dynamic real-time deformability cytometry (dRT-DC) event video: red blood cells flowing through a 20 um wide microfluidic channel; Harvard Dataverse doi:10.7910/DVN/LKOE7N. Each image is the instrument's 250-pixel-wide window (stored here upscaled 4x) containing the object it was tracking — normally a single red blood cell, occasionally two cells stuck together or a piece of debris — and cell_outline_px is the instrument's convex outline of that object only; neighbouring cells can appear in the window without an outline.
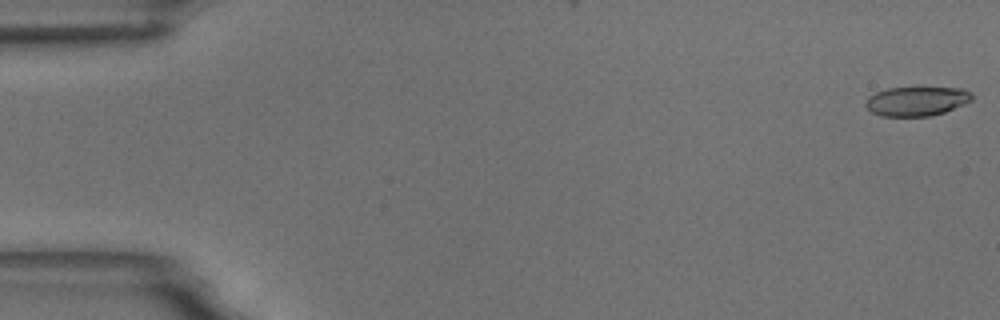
{"species": "common noctule bat (a hibernating species)", "species_latin": "Nyctalus noctula", "temperature_condition": "room temperature", "stored_images_in_passage": 56, "camera_frame_rate_fps": 3000, "um_per_image_px": 0.085, "animal": {"sex": "male", "body_mass_g": 18.8}, "frame": {"image": 1, "passage_image": 1, "time_ms": 0.0, "image_size_px": [1000, 320], "cell_outline_px": [[972, 100], [964, 104], [944, 112], [932, 116], [880, 116], [872, 112], [864, 104], [868, 96], [876, 92], [888, 88], [964, 88], [972, 92]], "centroid_in_image_um": [77.91, 8.6], "position_along_channel_um": 7.1, "area_um2": 18.15}}
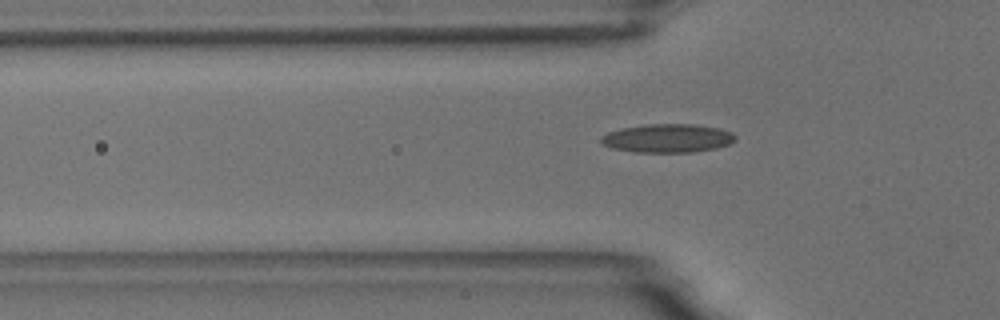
{"frame": {"image": 2, "passage_image": 18, "time_ms": 5.667, "image_size_px": [1000, 320], "cell_outline_px": [[736, 140], [728, 144], [716, 148], [692, 152], [636, 152], [612, 148], [604, 144], [600, 140], [600, 136], [608, 132], [624, 128], [648, 124], [696, 124], [720, 128], [732, 132], [736, 136]], "centroid_in_image_um": [56.78, 11.74], "position_along_channel_um": 69.0, "area_um2": 22.31}}
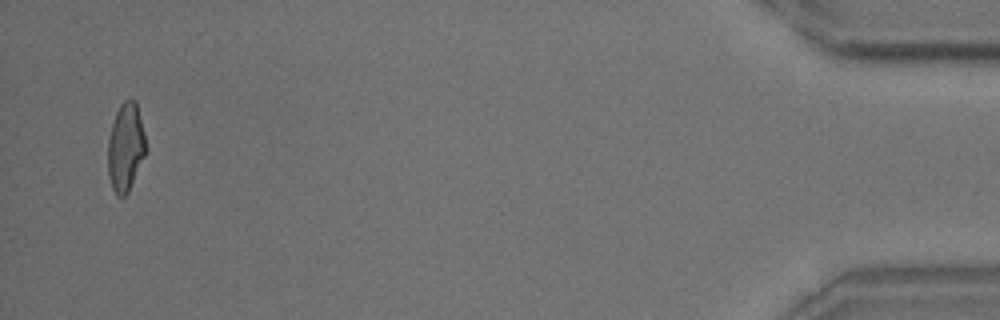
{"frame": {"image": 3, "passage_image": 54, "time_ms": 17.667, "image_size_px": [1000, 320], "cell_outline_px": [[144, 156], [128, 192], [124, 196], [116, 196], [112, 188], [108, 176], [108, 140], [112, 124], [116, 112], [120, 104], [128, 96], [132, 96], [136, 100], [144, 136]], "centroid_in_image_um": [10.65, 12.47], "position_along_channel_um": 424.6, "area_um2": 19.31}, "authors_computed_cell_mechanics": {"area_um2": 19.8254, "velocity_mm_per_s": 3.6605, "shape_relaxation_time_tau1_ms": 6.9485, "shape_relaxation_time_tau2_ms": 1.656, "deformation_change_tau1": 0.2272, "deformation_change_tau2": 0.099}}